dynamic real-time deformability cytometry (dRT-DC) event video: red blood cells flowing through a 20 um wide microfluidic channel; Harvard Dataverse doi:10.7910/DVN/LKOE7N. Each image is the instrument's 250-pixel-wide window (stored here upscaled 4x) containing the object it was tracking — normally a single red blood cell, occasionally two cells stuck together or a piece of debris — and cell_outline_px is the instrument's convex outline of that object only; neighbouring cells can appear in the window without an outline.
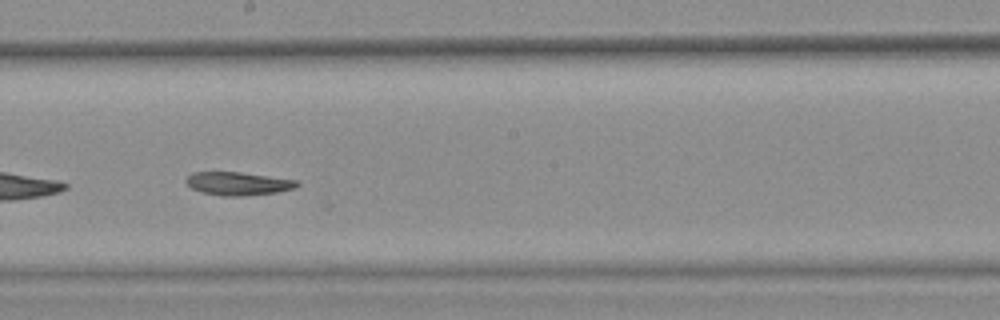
{"species": "common noctule bat (a hibernating species)", "species_latin": "Nyctalus noctula", "temperature_condition": "warm", "stored_images_in_passage": 46, "camera_frame_rate_fps": 3000, "um_per_image_px": 0.085, "animal": {"sex": "female", "body_mass_g": 25.1}, "frame": {"image": 1, "passage_image": 31, "time_ms": 10.0, "image_size_px": [1000, 320], "cell_outline_px": [[300, 184], [296, 188], [276, 192], [244, 196], [220, 196], [204, 192], [192, 188], [184, 180], [192, 172], [240, 172], [296, 180]], "centroid_in_image_um": [20.24, 15.6], "position_along_channel_um": 228.0, "area_um2": 14.91}}